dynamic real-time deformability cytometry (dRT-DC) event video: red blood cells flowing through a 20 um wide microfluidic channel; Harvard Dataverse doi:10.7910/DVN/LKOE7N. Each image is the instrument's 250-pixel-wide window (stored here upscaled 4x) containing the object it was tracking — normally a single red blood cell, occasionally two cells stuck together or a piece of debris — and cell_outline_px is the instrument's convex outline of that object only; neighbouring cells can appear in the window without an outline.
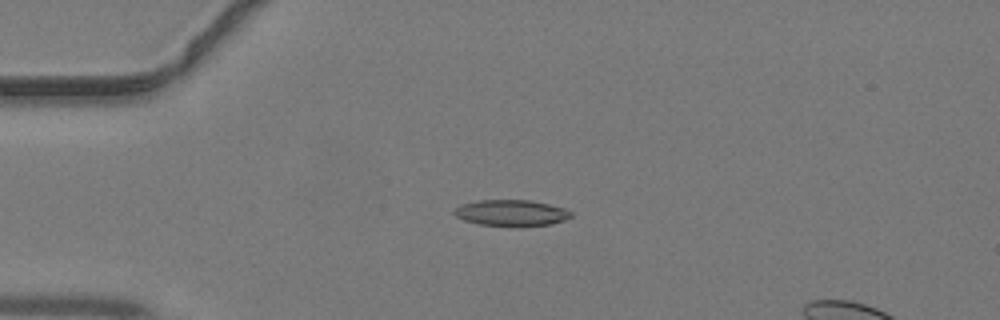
{"species": "common noctule bat (a hibernating species)", "species_latin": "Nyctalus noctula", "temperature_condition": "warm", "stored_images_in_passage": 43, "camera_frame_rate_fps": 3000, "um_per_image_px": 0.085, "animal": {"sex": "male", "body_mass_g": 19.2, "forearm_length_mm": 51.8}, "frame": {"image": 1, "passage_image": 12, "time_ms": 3.667, "image_size_px": [1000, 320], "cell_outline_px": [[572, 216], [564, 220], [552, 224], [480, 224], [464, 220], [456, 216], [452, 212], [456, 208], [464, 204], [476, 200], [532, 200], [564, 208], [572, 212]], "centroid_in_image_um": [43.46, 18.06], "position_along_channel_um": 41.5, "area_um2": 17.11}}
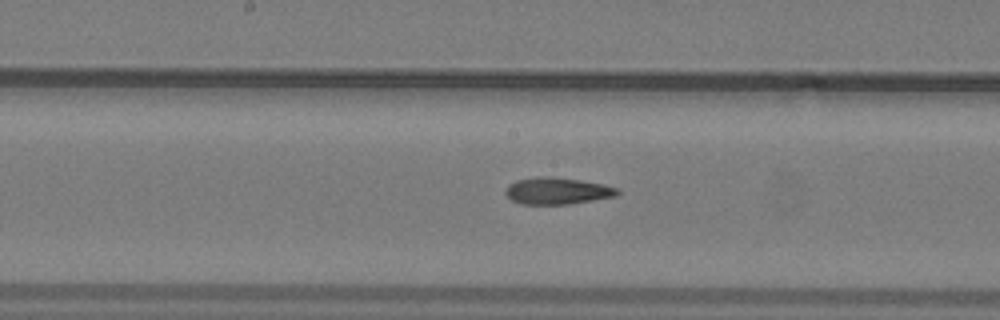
{"frame": {"image": 2, "passage_image": 24, "time_ms": 7.667, "image_size_px": [1000, 320], "cell_outline_px": [[620, 192], [616, 196], [568, 204], [520, 204], [512, 200], [504, 192], [504, 188], [508, 184], [516, 180], [536, 176], [544, 176], [580, 180], [604, 184], [616, 188]], "centroid_in_image_um": [47.31, 16.22], "position_along_channel_um": 200.9, "area_um2": 17.46}}
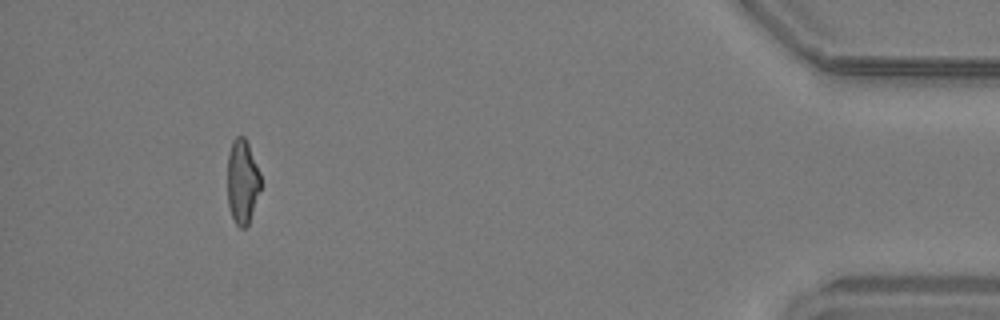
{"frame": {"image": 3, "passage_image": 42, "time_ms": 13.667, "image_size_px": [1000, 320], "cell_outline_px": [[260, 188], [248, 224], [244, 228], [240, 228], [236, 224], [232, 216], [228, 204], [228, 152], [232, 140], [236, 136], [244, 136], [248, 144], [260, 172]], "centroid_in_image_um": [20.59, 15.4], "position_along_channel_um": 414.6, "area_um2": 16.13}}